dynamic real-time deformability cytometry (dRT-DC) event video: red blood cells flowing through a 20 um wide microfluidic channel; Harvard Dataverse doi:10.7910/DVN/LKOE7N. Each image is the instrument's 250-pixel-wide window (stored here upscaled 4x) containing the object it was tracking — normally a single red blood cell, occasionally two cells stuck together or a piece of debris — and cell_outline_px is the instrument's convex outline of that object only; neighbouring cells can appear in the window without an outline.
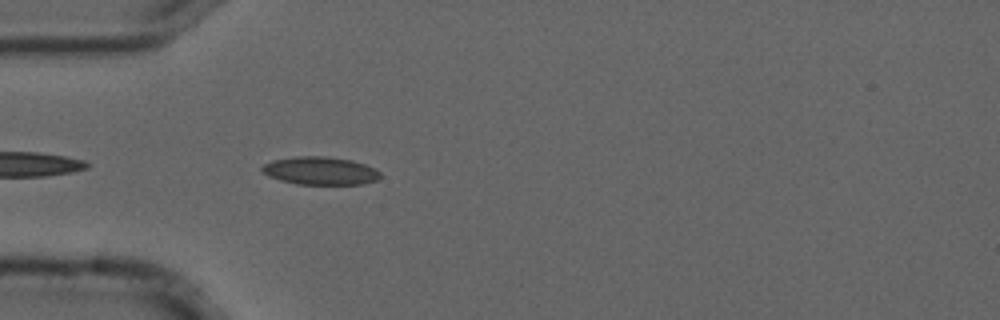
{"species": "common noctule bat (a hibernating species)", "species_latin": "Nyctalus noctula", "temperature_condition": "cold", "stored_images_in_passage": 22, "camera_frame_rate_fps": 3000, "um_per_image_px": 0.085, "animal": {"sex": "male", "forearm_length_mm": 52.5}, "frame": {"image": 1, "passage_image": 3, "time_ms": 0.667, "image_size_px": [1000, 320], "cell_outline_px": [[380, 176], [376, 180], [364, 184], [296, 184], [280, 180], [268, 176], [260, 172], [260, 168], [264, 164], [272, 160], [296, 156], [324, 156], [352, 160], [376, 168], [380, 172]], "centroid_in_image_um": [27.19, 14.51], "position_along_channel_um": 57.8, "area_um2": 19.42}}
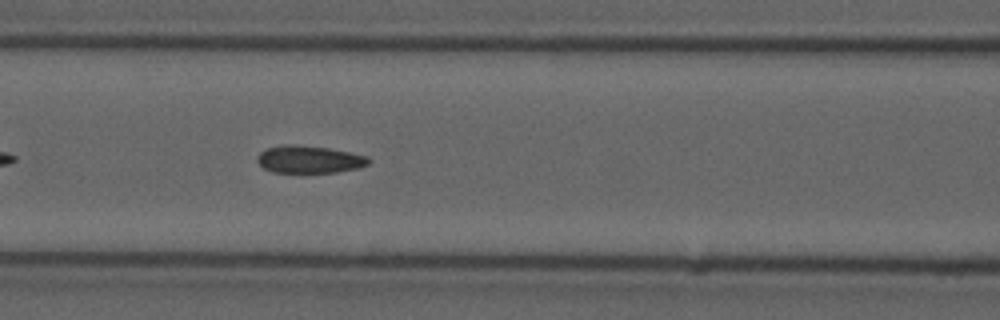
{"frame": {"image": 2, "passage_image": 10, "time_ms": 3.0, "image_size_px": [1000, 320], "cell_outline_px": [[372, 160], [368, 164], [356, 168], [336, 172], [272, 172], [264, 168], [256, 160], [256, 156], [260, 152], [268, 148], [288, 144], [292, 144], [328, 148], [368, 156]], "centroid_in_image_um": [26.28, 13.55], "position_along_channel_um": 140.3, "area_um2": 17.63}}
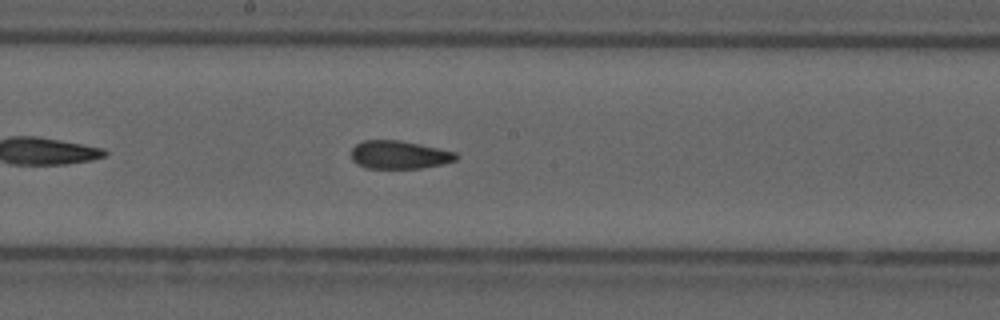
{"frame": {"image": 3, "passage_image": 16, "time_ms": 5.0, "image_size_px": [1000, 320], "cell_outline_px": [[460, 156], [456, 160], [440, 164], [420, 168], [368, 168], [356, 164], [352, 160], [352, 148], [356, 144], [364, 140], [400, 140], [420, 144], [456, 152]], "centroid_in_image_um": [33.93, 13.15], "position_along_channel_um": 214.3, "area_um2": 17.17}}